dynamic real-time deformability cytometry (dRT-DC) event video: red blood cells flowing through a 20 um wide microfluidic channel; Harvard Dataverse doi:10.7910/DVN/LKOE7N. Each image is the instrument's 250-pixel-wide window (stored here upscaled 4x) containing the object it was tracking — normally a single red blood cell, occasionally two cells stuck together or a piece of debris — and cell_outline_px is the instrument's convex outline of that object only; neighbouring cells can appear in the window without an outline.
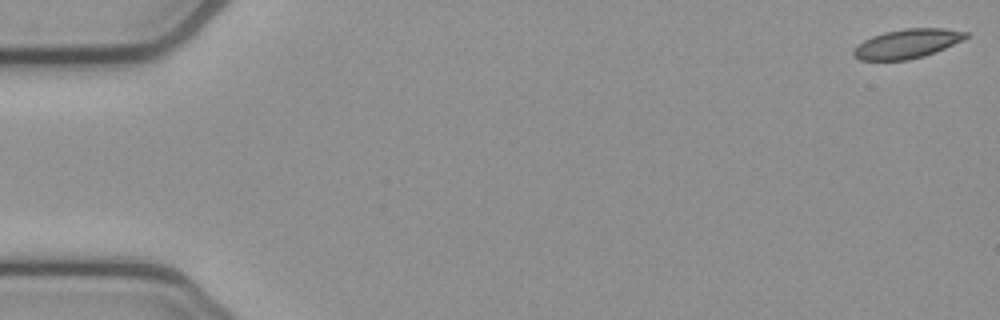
{"species": "common noctule bat (a hibernating species)", "species_latin": "Nyctalus noctula", "temperature_condition": "cold", "stored_images_in_passage": 54, "camera_frame_rate_fps": 3000, "um_per_image_px": 0.085, "animal": {"sex": "female", "body_mass_g": 21.9}, "frame": {"image": 1, "passage_image": 1, "time_ms": 0.0, "image_size_px": [1000, 320], "cell_outline_px": [[968, 36], [944, 48], [924, 56], [908, 60], [860, 60], [852, 56], [852, 52], [864, 40], [872, 36], [884, 32], [904, 28], [944, 28], [968, 32]], "centroid_in_image_um": [77.07, 3.71], "position_along_channel_um": 7.9, "area_um2": 18.9}}
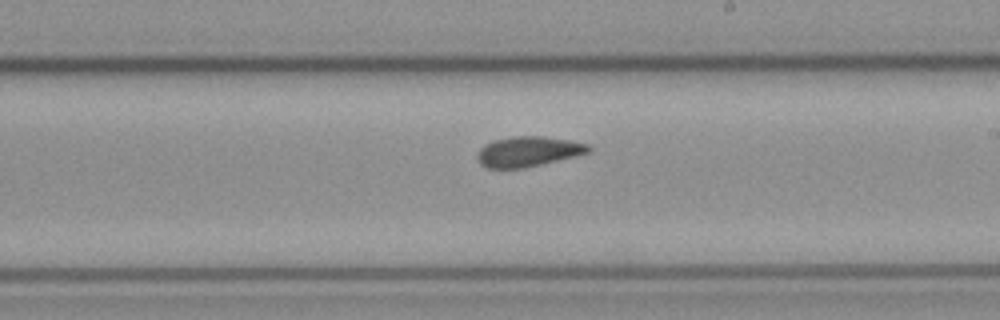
{"frame": {"image": 2, "passage_image": 31, "time_ms": 10.0, "image_size_px": [1000, 320], "cell_outline_px": [[592, 148], [588, 152], [576, 156], [524, 168], [488, 168], [480, 164], [476, 160], [476, 156], [480, 148], [484, 144], [492, 140], [512, 136], [544, 136], [568, 140], [588, 144]], "centroid_in_image_um": [44.85, 12.87], "position_along_channel_um": 244.1, "area_um2": 19.65}}
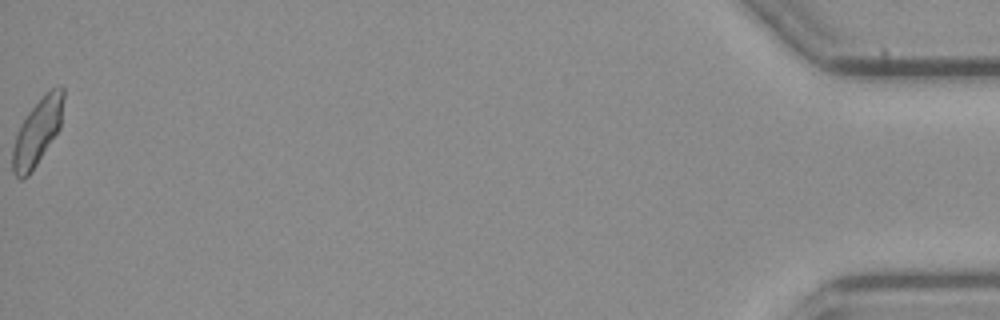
{"frame": {"image": 3, "passage_image": 54, "time_ms": 17.667, "image_size_px": [1000, 320], "cell_outline_px": [[64, 96], [60, 128], [32, 172], [28, 176], [20, 180], [12, 172], [12, 148], [20, 124], [28, 112], [52, 88], [60, 84], [64, 88]], "centroid_in_image_um": [3.17, 11.25], "position_along_channel_um": 432.0, "area_um2": 19.59}, "authors_computed_cell_mechanics": {"area_um2": 19.5942, "velocity_mm_per_s": 3.8306, "shape_relaxation_time_tau1_ms": 3.7327, "shape_relaxation_time_tau2_ms": 3.9139, "deformation_change_tau1": 0.1113, "deformation_change_tau2": 0.0993}}